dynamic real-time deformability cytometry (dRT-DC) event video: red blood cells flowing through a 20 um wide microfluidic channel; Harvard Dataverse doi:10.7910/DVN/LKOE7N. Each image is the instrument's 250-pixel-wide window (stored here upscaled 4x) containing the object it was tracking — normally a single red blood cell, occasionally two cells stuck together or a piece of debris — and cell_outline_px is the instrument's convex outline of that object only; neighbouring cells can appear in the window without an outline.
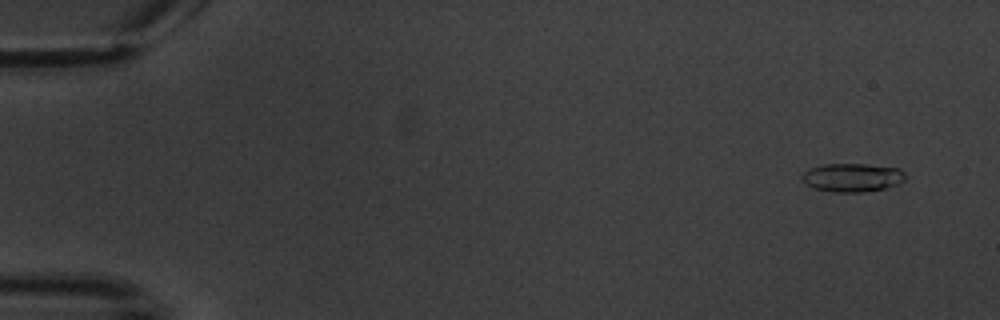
{"species": "common noctule bat (a hibernating species)", "species_latin": "Nyctalus noctula", "temperature_condition": "warm", "stored_images_in_passage": 4, "camera_frame_rate_fps": 3000, "um_per_image_px": 0.085, "animal": {"sex": "male", "body_mass_g": 20.1, "forearm_length_mm": 53.5}, "frame": {"image": 1, "passage_image": 1, "time_ms": 0.0, "image_size_px": [1000, 320], "cell_outline_px": [[904, 180], [896, 184], [884, 188], [864, 192], [832, 192], [812, 188], [800, 176], [804, 172], [812, 168], [824, 164], [864, 164], [900, 168], [904, 172]], "centroid_in_image_um": [72.44, 15.09], "position_along_channel_um": 12.6, "area_um2": 16.99}}